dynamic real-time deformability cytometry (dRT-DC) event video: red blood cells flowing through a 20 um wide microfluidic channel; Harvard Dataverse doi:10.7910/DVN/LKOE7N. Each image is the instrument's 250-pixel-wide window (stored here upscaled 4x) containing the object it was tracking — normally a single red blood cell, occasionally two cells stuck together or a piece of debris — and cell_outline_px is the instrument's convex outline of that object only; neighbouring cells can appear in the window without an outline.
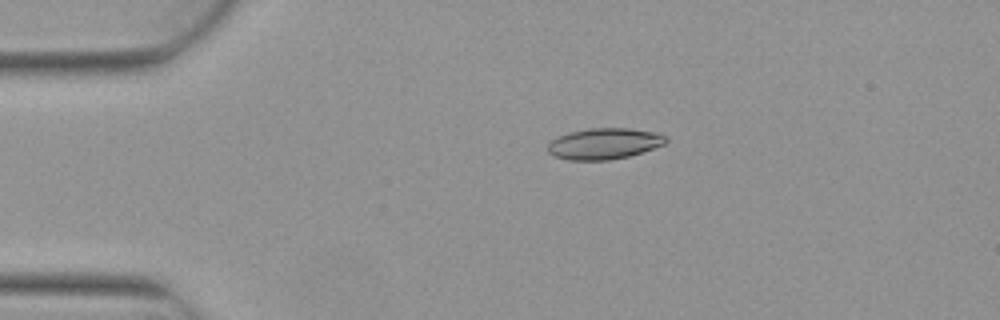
{"species": "Egyptian fruit bat (a non-hibernating species)", "species_latin": "Rousettus aegyptiacus", "temperature_condition": "warm", "stored_images_in_passage": 5, "camera_frame_rate_fps": 3000, "um_per_image_px": 0.085, "animal": {"sex": "female"}, "frame": {"image": 1, "passage_image": 3, "time_ms": 0.667, "image_size_px": [1000, 320], "cell_outline_px": [[668, 140], [664, 144], [628, 156], [608, 160], [568, 160], [552, 156], [548, 152], [548, 144], [556, 136], [588, 128], [628, 128], [656, 132], [664, 136]], "centroid_in_image_um": [51.31, 12.21], "position_along_channel_um": 33.7, "area_um2": 21.27}}
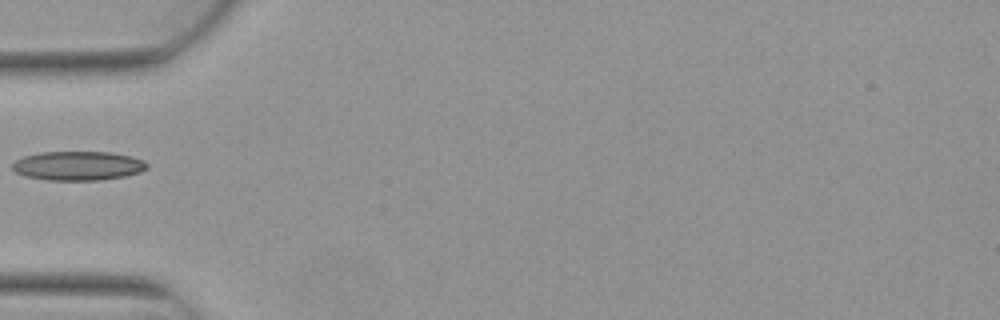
{"frame": {"image": 2, "passage_image": 5, "time_ms": 1.333, "image_size_px": [1000, 320], "cell_outline_px": [[148, 168], [140, 172], [124, 176], [100, 180], [48, 180], [24, 176], [16, 172], [12, 168], [12, 164], [16, 160], [24, 156], [40, 152], [112, 152], [144, 160], [148, 164]], "centroid_in_image_um": [6.63, 14.09], "position_along_channel_um": 78.4, "area_um2": 22.83}}